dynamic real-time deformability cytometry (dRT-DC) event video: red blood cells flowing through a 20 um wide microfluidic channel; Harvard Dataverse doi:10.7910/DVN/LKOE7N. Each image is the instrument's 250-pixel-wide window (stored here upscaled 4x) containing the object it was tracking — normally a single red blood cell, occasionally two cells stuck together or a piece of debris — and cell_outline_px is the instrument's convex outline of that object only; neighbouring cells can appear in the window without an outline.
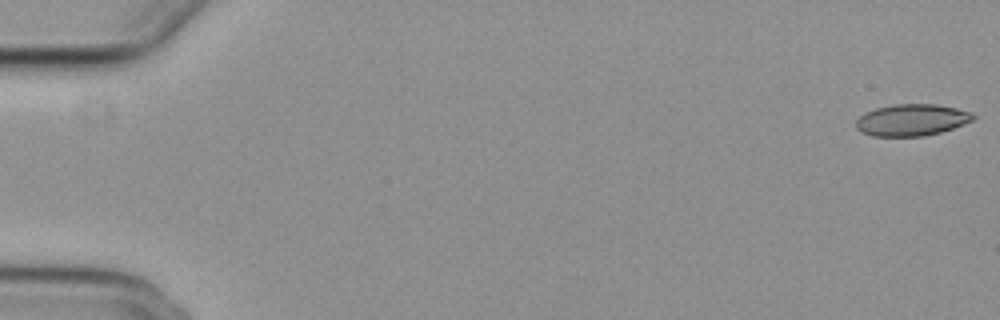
{"species": "common noctule bat (a hibernating species)", "species_latin": "Nyctalus noctula", "temperature_condition": "cold", "stored_images_in_passage": 7, "camera_frame_rate_fps": 3000, "um_per_image_px": 0.085, "animal": {"sex": "female", "body_mass_g": 29.2, "forearm_length_mm": 56.3}, "frame": {"image": 1, "passage_image": 1, "time_ms": 0.0, "image_size_px": [1000, 320], "cell_outline_px": [[976, 116], [972, 120], [964, 124], [940, 132], [924, 136], [872, 136], [860, 132], [856, 128], [856, 120], [864, 112], [876, 108], [896, 104], [936, 104], [956, 108], [972, 112]], "centroid_in_image_um": [77.48, 10.2], "position_along_channel_um": 7.5, "area_um2": 21.68}}